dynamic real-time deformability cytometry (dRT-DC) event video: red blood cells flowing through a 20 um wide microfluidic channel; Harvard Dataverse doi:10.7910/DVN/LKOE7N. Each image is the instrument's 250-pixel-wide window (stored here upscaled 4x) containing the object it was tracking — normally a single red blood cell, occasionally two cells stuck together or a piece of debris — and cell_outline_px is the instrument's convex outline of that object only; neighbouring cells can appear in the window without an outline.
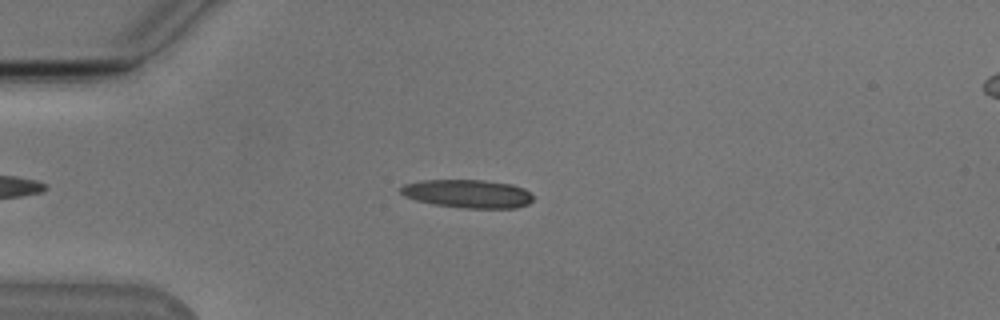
{"species": "Egyptian fruit bat (a non-hibernating species)", "species_latin": "Rousettus aegyptiacus", "temperature_condition": "cold", "stored_images_in_passage": 47, "camera_frame_rate_fps": 3000, "um_per_image_px": 0.085, "animal": {"sex": "male"}, "frame": {"image": 1, "passage_image": 8, "time_ms": 2.333, "image_size_px": [1000, 320], "cell_outline_px": [[532, 200], [528, 204], [516, 208], [464, 208], [432, 204], [416, 200], [404, 196], [400, 192], [400, 188], [404, 184], [420, 180], [484, 180], [512, 184], [524, 188], [532, 196]], "centroid_in_image_um": [39.74, 16.46], "position_along_channel_um": 45.3, "area_um2": 21.91}}
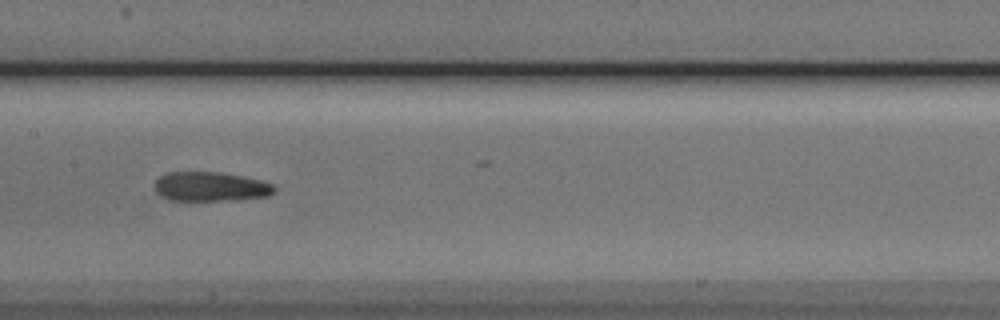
{"frame": {"image": 2, "passage_image": 21, "time_ms": 6.667, "image_size_px": [1000, 320], "cell_outline_px": [[276, 188], [268, 196], [236, 200], [168, 200], [160, 196], [156, 192], [156, 180], [160, 176], [168, 172], [220, 172], [244, 176], [260, 180], [272, 184]], "centroid_in_image_um": [17.89, 15.86], "position_along_channel_um": 189.5, "area_um2": 20.46}}
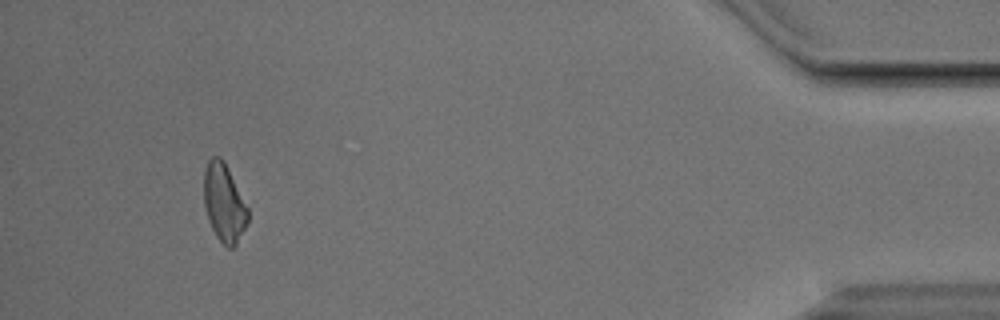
{"frame": {"image": 3, "passage_image": 44, "time_ms": 14.333, "image_size_px": [1000, 320], "cell_outline_px": [[248, 220], [236, 244], [232, 248], [228, 248], [216, 236], [208, 220], [204, 204], [204, 172], [208, 160], [212, 156], [220, 156], [224, 160], [248, 208]], "centroid_in_image_um": [19.03, 17.22], "position_along_channel_um": 416.2, "area_um2": 19.83}, "authors_computed_cell_mechanics": {"area_um2": 20.8658, "velocity_mm_per_s": 3.8283, "shape_relaxation_time_tau1_ms": 3.6505, "shape_relaxation_time_tau2_ms": 3.6122, "deformation_change_tau1": 0.1354, "deformation_change_tau2": 0.1262}}